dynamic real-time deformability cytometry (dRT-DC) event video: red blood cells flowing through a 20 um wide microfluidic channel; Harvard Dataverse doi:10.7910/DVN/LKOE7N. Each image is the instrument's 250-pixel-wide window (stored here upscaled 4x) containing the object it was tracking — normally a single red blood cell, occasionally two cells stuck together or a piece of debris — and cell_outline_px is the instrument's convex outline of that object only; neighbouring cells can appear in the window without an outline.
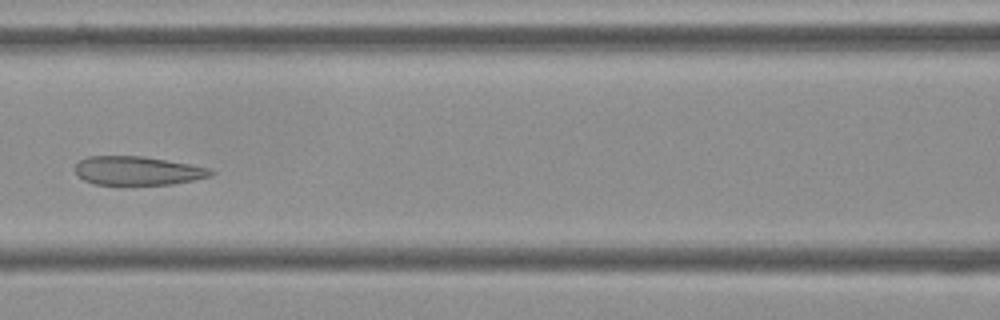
{"species": "Egyptian fruit bat (a non-hibernating species)", "species_latin": "Rousettus aegyptiacus", "temperature_condition": "cold", "stored_images_in_passage": 10, "camera_frame_rate_fps": 3000, "um_per_image_px": 0.085, "frame": {"image": 1, "passage_image": 7, "time_ms": 2.0, "image_size_px": [1000, 320], "cell_outline_px": [[216, 172], [212, 176], [172, 184], [96, 184], [84, 180], [76, 172], [76, 164], [80, 160], [88, 156], [144, 156], [188, 164], [208, 168]], "centroid_in_image_um": [11.71, 14.5], "position_along_channel_um": 154.9, "area_um2": 22.43}}
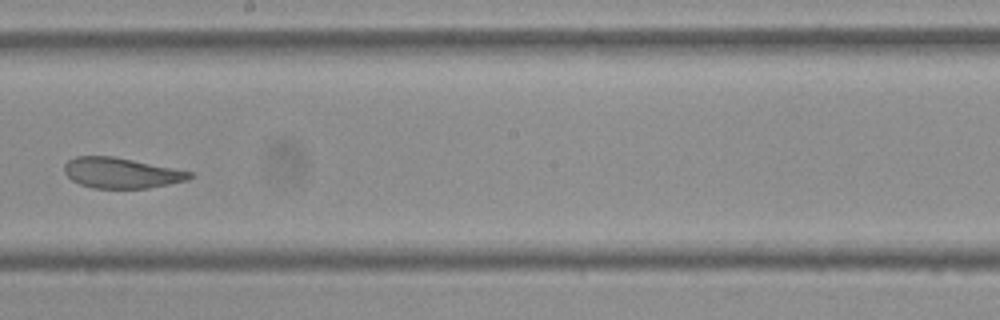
{"frame": {"image": 2, "passage_image": 9, "time_ms": 2.667, "image_size_px": [1000, 320], "cell_outline_px": [[196, 176], [188, 180], [148, 188], [92, 188], [80, 184], [72, 180], [64, 172], [64, 164], [68, 160], [76, 156], [116, 156], [196, 172]], "centroid_in_image_um": [10.37, 14.69], "position_along_channel_um": 237.8, "area_um2": 22.66}}
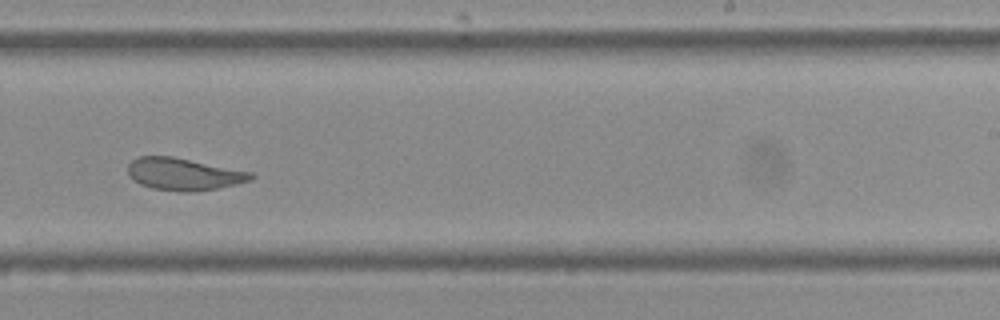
{"frame": {"image": 3, "passage_image": 10, "time_ms": 3.0, "image_size_px": [1000, 320], "cell_outline_px": [[256, 176], [252, 180], [236, 184], [216, 188], [192, 192], [180, 192], [152, 188], [140, 184], [132, 180], [128, 176], [128, 164], [136, 156], [172, 156], [252, 172]], "centroid_in_image_um": [15.59, 14.8], "position_along_channel_um": 273.4, "area_um2": 23.24}}